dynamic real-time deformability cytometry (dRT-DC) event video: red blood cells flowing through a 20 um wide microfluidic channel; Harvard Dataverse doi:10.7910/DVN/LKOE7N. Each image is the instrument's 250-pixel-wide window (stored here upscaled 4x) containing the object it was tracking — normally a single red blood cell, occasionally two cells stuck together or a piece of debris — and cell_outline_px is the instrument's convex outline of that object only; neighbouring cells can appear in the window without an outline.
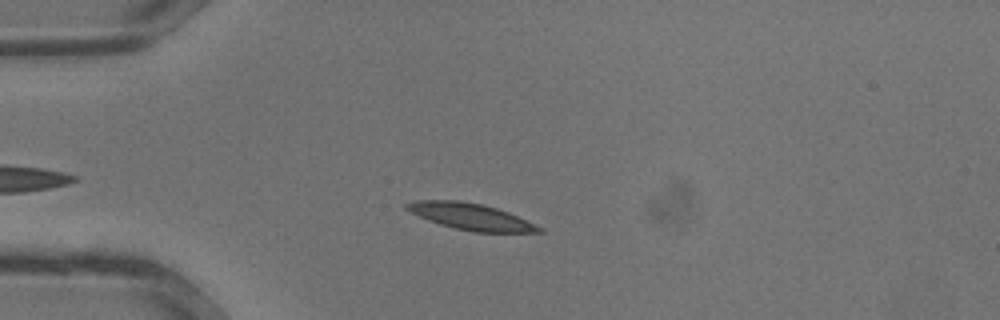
{"species": "common noctule bat (a hibernating species)", "species_latin": "Nyctalus noctula", "temperature_condition": "warm", "stored_images_in_passage": 12, "camera_frame_rate_fps": 3000, "um_per_image_px": 0.085, "animal": {"sex": "male", "body_mass_g": 13.3}, "frame": {"image": 1, "passage_image": 6, "time_ms": 1.667, "image_size_px": [1000, 320], "cell_outline_px": [[544, 232], [472, 232], [440, 224], [428, 220], [404, 208], [404, 204], [416, 200], [460, 200], [480, 204], [496, 208], [508, 212], [544, 228]], "centroid_in_image_um": [40.02, 18.41], "position_along_channel_um": 45.0, "area_um2": 20.23}}
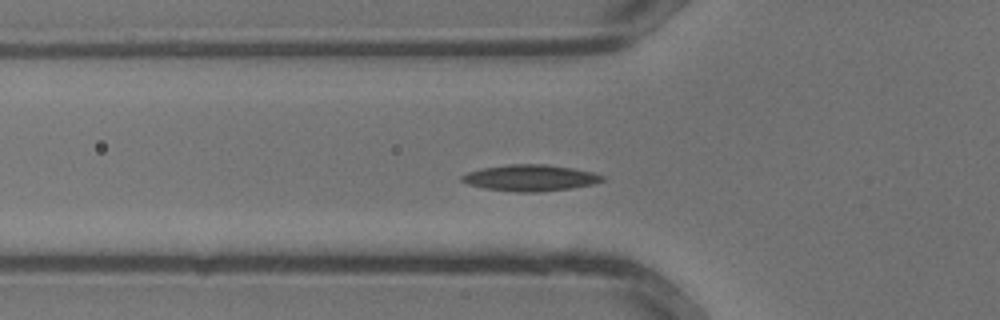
{"frame": {"image": 2, "passage_image": 9, "time_ms": 2.667, "image_size_px": [1000, 320], "cell_outline_px": [[604, 180], [592, 184], [568, 188], [540, 192], [516, 192], [484, 188], [468, 184], [460, 180], [460, 176], [468, 172], [484, 168], [508, 164], [544, 164], [572, 168], [592, 172], [604, 176]], "centroid_in_image_um": [45.04, 15.12], "position_along_channel_um": 80.8, "area_um2": 21.33}}
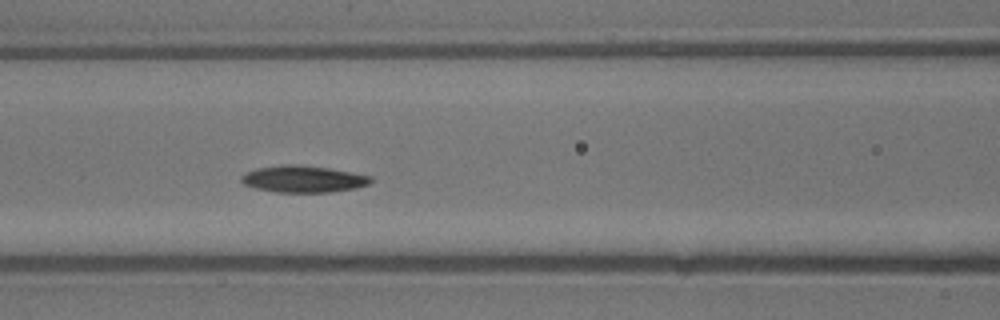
{"frame": {"image": 3, "passage_image": 12, "time_ms": 3.667, "image_size_px": [1000, 320], "cell_outline_px": [[372, 180], [368, 184], [356, 188], [328, 192], [276, 192], [256, 188], [244, 184], [240, 180], [240, 176], [244, 172], [256, 168], [280, 164], [300, 164], [328, 168], [352, 172], [372, 176]], "centroid_in_image_um": [25.74, 15.2], "position_along_channel_um": 140.9, "area_um2": 20.35}}